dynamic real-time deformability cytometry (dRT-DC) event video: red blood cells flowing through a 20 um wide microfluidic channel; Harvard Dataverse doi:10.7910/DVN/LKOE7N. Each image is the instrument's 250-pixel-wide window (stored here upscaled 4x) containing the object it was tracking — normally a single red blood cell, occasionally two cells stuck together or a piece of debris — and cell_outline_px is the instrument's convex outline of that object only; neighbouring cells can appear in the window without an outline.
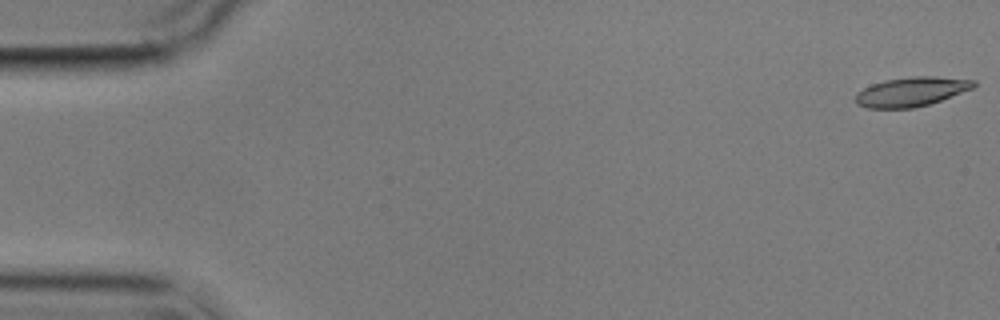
{"species": "common noctule bat (a hibernating species)", "species_latin": "Nyctalus noctula", "temperature_condition": "cold", "stored_images_in_passage": 6, "camera_frame_rate_fps": 3000, "um_per_image_px": 0.085, "animal": {"sex": "male", "body_mass_g": 17.9}, "frame": {"image": 1, "passage_image": 1, "time_ms": 0.0, "image_size_px": [1000, 320], "cell_outline_px": [[976, 84], [972, 88], [940, 100], [928, 104], [912, 108], [868, 108], [856, 104], [856, 92], [872, 84], [884, 80], [912, 76], [936, 76], [976, 80]], "centroid_in_image_um": [77.44, 7.78], "position_along_channel_um": 7.6, "area_um2": 20.06}}
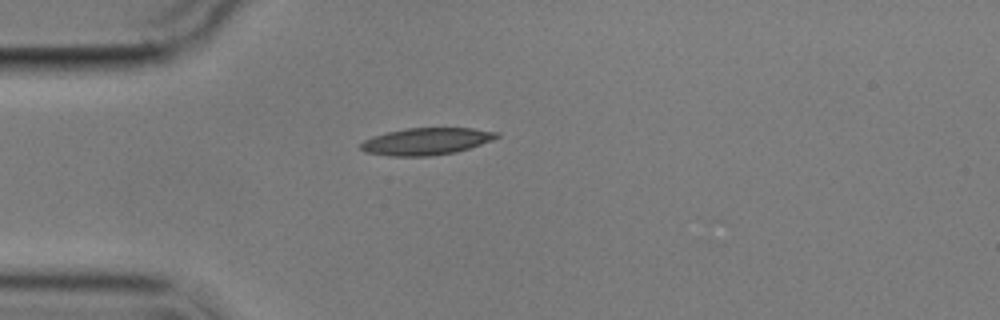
{"frame": {"image": 2, "passage_image": 5, "time_ms": 4.667, "image_size_px": [1000, 320], "cell_outline_px": [[500, 136], [492, 140], [456, 152], [432, 156], [388, 156], [364, 152], [360, 148], [360, 144], [364, 140], [372, 136], [388, 132], [408, 128], [472, 128], [496, 132]], "centroid_in_image_um": [36.19, 12.02], "position_along_channel_um": 48.8, "area_um2": 21.33}}